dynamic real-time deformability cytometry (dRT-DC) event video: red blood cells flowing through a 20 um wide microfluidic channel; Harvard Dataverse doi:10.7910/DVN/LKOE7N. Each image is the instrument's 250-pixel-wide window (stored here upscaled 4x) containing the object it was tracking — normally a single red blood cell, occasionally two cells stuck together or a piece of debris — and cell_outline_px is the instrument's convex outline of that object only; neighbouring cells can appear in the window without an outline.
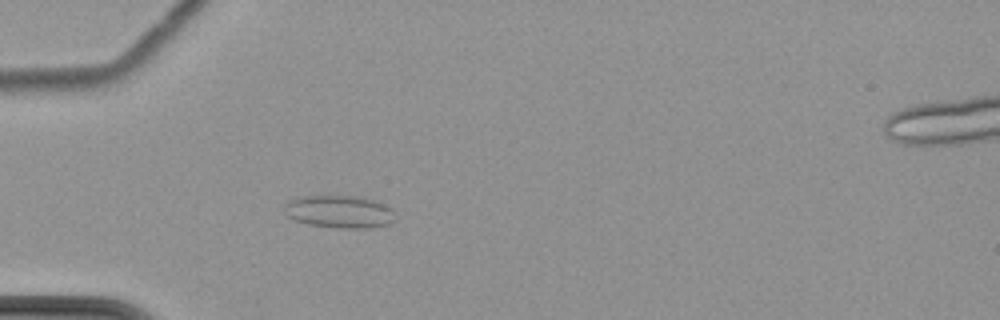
{"species": "common noctule bat (a hibernating species)", "species_latin": "Nyctalus noctula", "temperature_condition": "cold", "stored_images_in_passage": 6, "camera_frame_rate_fps": 3000, "um_per_image_px": 0.085, "animal": {"sex": "female", "body_mass_g": 22.7, "forearm_length_mm": 54.2}, "frame": {"image": 1, "passage_image": 6, "time_ms": 6.333, "image_size_px": [1000, 320], "cell_outline_px": [[396, 220], [388, 224], [368, 228], [336, 228], [308, 224], [292, 220], [284, 212], [284, 204], [288, 200], [300, 196], [356, 196], [380, 200], [392, 208]], "centroid_in_image_um": [28.86, 17.98], "position_along_channel_um": 56.1, "area_um2": 21.56}}